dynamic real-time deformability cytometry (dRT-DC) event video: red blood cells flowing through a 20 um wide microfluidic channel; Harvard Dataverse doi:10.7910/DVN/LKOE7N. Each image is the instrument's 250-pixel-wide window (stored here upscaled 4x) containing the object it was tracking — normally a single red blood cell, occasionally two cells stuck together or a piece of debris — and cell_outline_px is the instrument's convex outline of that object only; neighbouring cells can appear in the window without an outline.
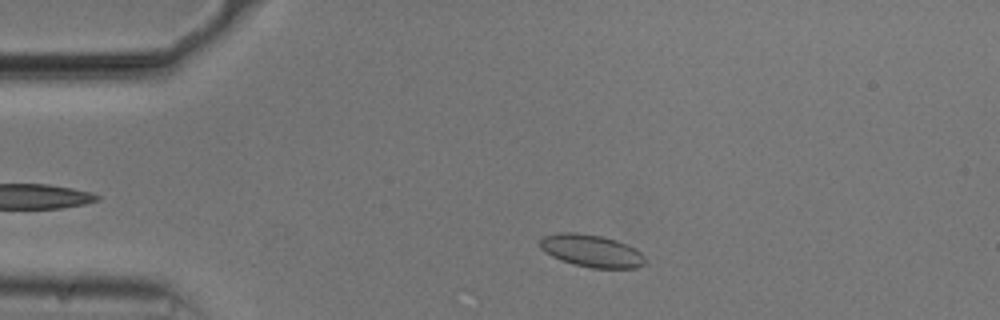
{"species": "common noctule bat (a hibernating species)", "species_latin": "Nyctalus noctula", "temperature_condition": "cold", "stored_images_in_passage": 49, "camera_frame_rate_fps": 3000, "um_per_image_px": 0.085, "animal": {"sex": "male", "body_mass_g": 20.5, "forearm_length_mm": 52.5}, "frame": {"image": 1, "passage_image": 6, "time_ms": 1.667, "image_size_px": [1000, 320], "cell_outline_px": [[644, 264], [636, 268], [592, 268], [560, 260], [544, 252], [540, 248], [540, 240], [544, 236], [560, 232], [576, 232], [600, 236], [616, 240], [636, 248], [644, 256]], "centroid_in_image_um": [50.26, 21.31], "position_along_channel_um": 34.7, "area_um2": 19.77}}
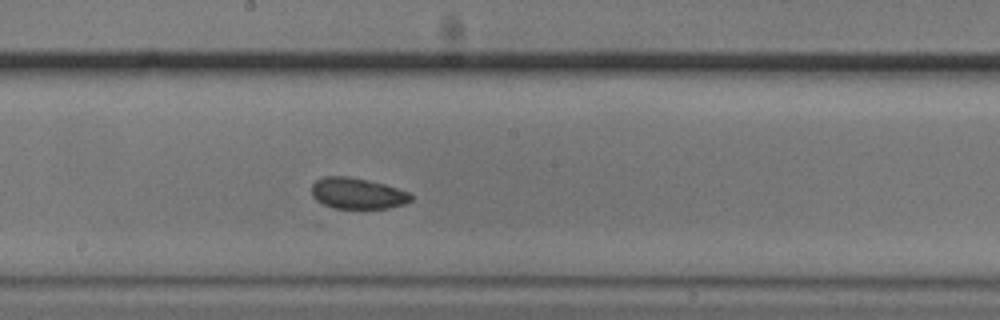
{"frame": {"image": 2, "passage_image": 24, "time_ms": 7.667, "image_size_px": [1000, 320], "cell_outline_px": [[412, 200], [404, 204], [388, 208], [332, 208], [316, 200], [312, 196], [312, 184], [316, 180], [324, 176], [344, 176], [384, 184], [408, 192], [412, 196]], "centroid_in_image_um": [30.35, 16.45], "position_along_channel_um": 217.8, "area_um2": 17.74}}
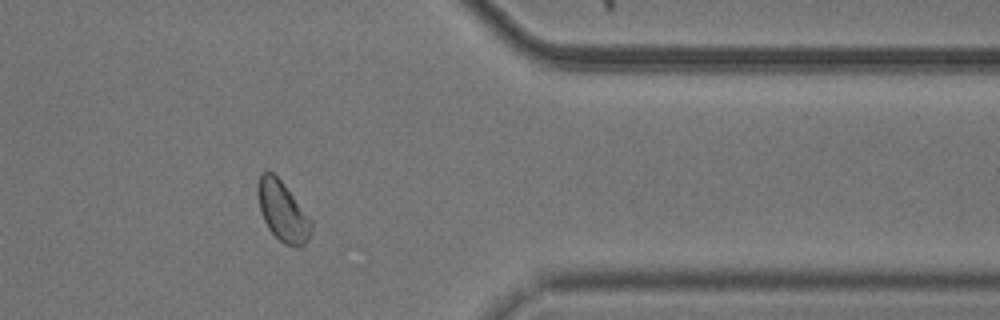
{"frame": {"image": 3, "passage_image": 39, "time_ms": 12.667, "image_size_px": [1000, 320], "cell_outline_px": [[312, 228], [308, 240], [300, 248], [284, 244], [268, 228], [264, 220], [260, 208], [256, 192], [256, 184], [260, 172], [272, 172], [280, 180], [312, 220]], "centroid_in_image_um": [24.01, 17.96], "position_along_channel_um": 387.4, "area_um2": 18.55}, "authors_computed_cell_mechanics": {"area_um2": 18.785, "velocity_mm_per_s": 3.7082, "shape_relaxation_time_tau1_ms": 1.2739, "shape_relaxation_time_tau2_ms": 5.3918, "deformation_change_tau1": 0.0351, "deformation_change_tau2": 0.0739}}